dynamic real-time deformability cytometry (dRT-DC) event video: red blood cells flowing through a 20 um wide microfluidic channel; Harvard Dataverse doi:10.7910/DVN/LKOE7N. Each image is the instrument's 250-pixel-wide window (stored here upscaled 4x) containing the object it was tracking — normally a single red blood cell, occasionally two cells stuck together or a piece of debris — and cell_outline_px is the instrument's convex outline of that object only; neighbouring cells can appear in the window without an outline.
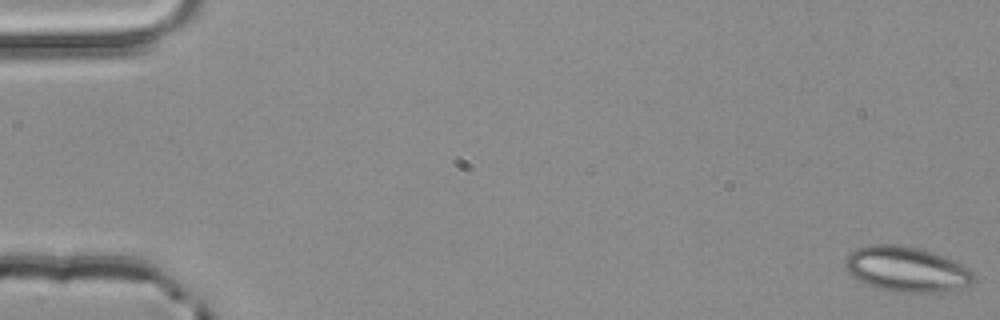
{"species": "common noctule bat (a hibernating species)", "species_latin": "Nyctalus noctula", "temperature_condition": "room temperature", "stored_images_in_passage": 4, "camera_frame_rate_fps": 3000, "um_per_image_px": 0.085, "animal": {"sex": "male", "body_mass_g": 20.4}, "frame": {"image": 1, "passage_image": 1, "time_ms": 0.0, "image_size_px": [1000, 320], "cell_outline_px": [[976, 280], [956, 292], [900, 292], [880, 288], [868, 284], [852, 276], [844, 268], [848, 256], [852, 252], [868, 244], [900, 244], [920, 248], [932, 252], [964, 264], [976, 276]], "centroid_in_image_um": [77.14, 22.89], "position_along_channel_um": 7.9, "area_um2": 33.99}}